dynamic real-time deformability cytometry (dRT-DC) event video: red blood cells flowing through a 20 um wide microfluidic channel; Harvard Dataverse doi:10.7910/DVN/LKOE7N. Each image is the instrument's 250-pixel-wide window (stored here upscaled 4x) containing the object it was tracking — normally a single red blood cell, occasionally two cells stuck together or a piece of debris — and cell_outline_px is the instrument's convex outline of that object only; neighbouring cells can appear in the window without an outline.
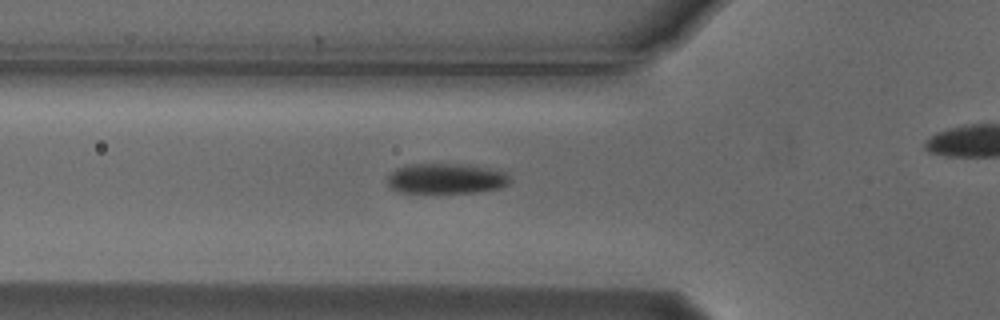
{"species": "Egyptian fruit bat (a non-hibernating species)", "species_latin": "Rousettus aegyptiacus", "temperature_condition": "cold", "stored_images_in_passage": 28, "camera_frame_rate_fps": 3000, "um_per_image_px": 0.085, "animal": {"sex": "male"}, "frame": {"image": 1, "passage_image": 2, "time_ms": 0.333, "image_size_px": [1000, 320], "cell_outline_px": [[512, 180], [508, 184], [500, 188], [480, 192], [400, 192], [392, 188], [388, 184], [388, 176], [396, 168], [404, 164], [460, 164], [488, 168], [504, 172]], "centroid_in_image_um": [37.92, 15.17], "position_along_channel_um": 87.9, "area_um2": 21.5}}
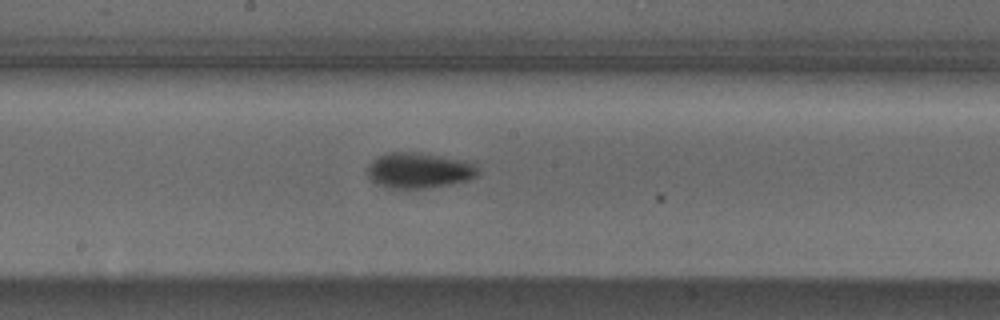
{"frame": {"image": 2, "passage_image": 12, "time_ms": 3.667, "image_size_px": [1000, 320], "cell_outline_px": [[480, 176], [468, 180], [428, 188], [392, 188], [376, 184], [368, 176], [368, 164], [376, 156], [388, 152], [420, 152], [464, 160], [476, 164], [480, 168]], "centroid_in_image_um": [35.65, 14.47], "position_along_channel_um": 212.6, "area_um2": 23.24}}
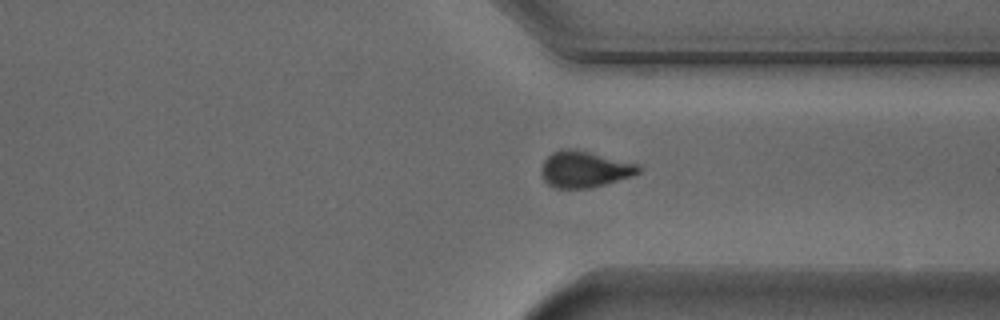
{"frame": {"image": 3, "passage_image": 24, "time_ms": 7.667, "image_size_px": [1000, 320], "cell_outline_px": [[644, 168], [640, 172], [632, 176], [604, 184], [588, 188], [556, 188], [548, 184], [544, 180], [540, 172], [540, 168], [544, 160], [552, 152], [560, 148], [572, 148], [640, 164]], "centroid_in_image_um": [49.68, 14.37], "position_along_channel_um": 361.7, "area_um2": 20.75}}